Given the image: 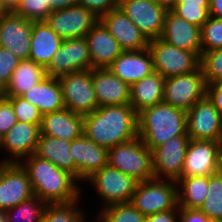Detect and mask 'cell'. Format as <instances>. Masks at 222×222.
<instances>
[{"instance_id": "obj_29", "label": "cell", "mask_w": 222, "mask_h": 222, "mask_svg": "<svg viewBox=\"0 0 222 222\" xmlns=\"http://www.w3.org/2000/svg\"><path fill=\"white\" fill-rule=\"evenodd\" d=\"M47 77L46 68L30 59L20 60L6 88L0 93L4 97L21 96Z\"/></svg>"}, {"instance_id": "obj_31", "label": "cell", "mask_w": 222, "mask_h": 222, "mask_svg": "<svg viewBox=\"0 0 222 222\" xmlns=\"http://www.w3.org/2000/svg\"><path fill=\"white\" fill-rule=\"evenodd\" d=\"M176 183L178 207L200 209L208 193V176L180 177Z\"/></svg>"}, {"instance_id": "obj_20", "label": "cell", "mask_w": 222, "mask_h": 222, "mask_svg": "<svg viewBox=\"0 0 222 222\" xmlns=\"http://www.w3.org/2000/svg\"><path fill=\"white\" fill-rule=\"evenodd\" d=\"M69 152L80 183L108 164V149L97 145L85 134L71 141Z\"/></svg>"}, {"instance_id": "obj_38", "label": "cell", "mask_w": 222, "mask_h": 222, "mask_svg": "<svg viewBox=\"0 0 222 222\" xmlns=\"http://www.w3.org/2000/svg\"><path fill=\"white\" fill-rule=\"evenodd\" d=\"M14 12L32 22H39L45 21L52 10L46 0H22Z\"/></svg>"}, {"instance_id": "obj_22", "label": "cell", "mask_w": 222, "mask_h": 222, "mask_svg": "<svg viewBox=\"0 0 222 222\" xmlns=\"http://www.w3.org/2000/svg\"><path fill=\"white\" fill-rule=\"evenodd\" d=\"M92 83L99 107L130 104V85L108 68H92Z\"/></svg>"}, {"instance_id": "obj_55", "label": "cell", "mask_w": 222, "mask_h": 222, "mask_svg": "<svg viewBox=\"0 0 222 222\" xmlns=\"http://www.w3.org/2000/svg\"><path fill=\"white\" fill-rule=\"evenodd\" d=\"M3 12V2H2V0H0V13H2Z\"/></svg>"}, {"instance_id": "obj_11", "label": "cell", "mask_w": 222, "mask_h": 222, "mask_svg": "<svg viewBox=\"0 0 222 222\" xmlns=\"http://www.w3.org/2000/svg\"><path fill=\"white\" fill-rule=\"evenodd\" d=\"M98 21L99 17L94 12L79 4L54 10L45 19L63 40L85 37Z\"/></svg>"}, {"instance_id": "obj_18", "label": "cell", "mask_w": 222, "mask_h": 222, "mask_svg": "<svg viewBox=\"0 0 222 222\" xmlns=\"http://www.w3.org/2000/svg\"><path fill=\"white\" fill-rule=\"evenodd\" d=\"M41 124H31L17 121L14 126L1 137V150L9 153V157L0 163H20L27 156L35 153L41 134Z\"/></svg>"}, {"instance_id": "obj_50", "label": "cell", "mask_w": 222, "mask_h": 222, "mask_svg": "<svg viewBox=\"0 0 222 222\" xmlns=\"http://www.w3.org/2000/svg\"><path fill=\"white\" fill-rule=\"evenodd\" d=\"M22 0H2L3 2V12L5 11H15L20 5Z\"/></svg>"}, {"instance_id": "obj_5", "label": "cell", "mask_w": 222, "mask_h": 222, "mask_svg": "<svg viewBox=\"0 0 222 222\" xmlns=\"http://www.w3.org/2000/svg\"><path fill=\"white\" fill-rule=\"evenodd\" d=\"M130 203L145 216L175 209L178 206L177 183L158 178L138 182Z\"/></svg>"}, {"instance_id": "obj_27", "label": "cell", "mask_w": 222, "mask_h": 222, "mask_svg": "<svg viewBox=\"0 0 222 222\" xmlns=\"http://www.w3.org/2000/svg\"><path fill=\"white\" fill-rule=\"evenodd\" d=\"M36 106L42 115L65 108L58 78L47 76L40 83L21 95Z\"/></svg>"}, {"instance_id": "obj_39", "label": "cell", "mask_w": 222, "mask_h": 222, "mask_svg": "<svg viewBox=\"0 0 222 222\" xmlns=\"http://www.w3.org/2000/svg\"><path fill=\"white\" fill-rule=\"evenodd\" d=\"M12 104L17 121L41 124L42 114L39 109L21 96L6 97Z\"/></svg>"}, {"instance_id": "obj_37", "label": "cell", "mask_w": 222, "mask_h": 222, "mask_svg": "<svg viewBox=\"0 0 222 222\" xmlns=\"http://www.w3.org/2000/svg\"><path fill=\"white\" fill-rule=\"evenodd\" d=\"M202 52L222 48V19L212 16L200 28Z\"/></svg>"}, {"instance_id": "obj_53", "label": "cell", "mask_w": 222, "mask_h": 222, "mask_svg": "<svg viewBox=\"0 0 222 222\" xmlns=\"http://www.w3.org/2000/svg\"><path fill=\"white\" fill-rule=\"evenodd\" d=\"M94 217H96V219L93 220L92 222H103L97 215L94 216ZM89 220H90V219L86 220L85 222H88ZM89 222H91V221H89Z\"/></svg>"}, {"instance_id": "obj_45", "label": "cell", "mask_w": 222, "mask_h": 222, "mask_svg": "<svg viewBox=\"0 0 222 222\" xmlns=\"http://www.w3.org/2000/svg\"><path fill=\"white\" fill-rule=\"evenodd\" d=\"M145 222H179V207L148 215Z\"/></svg>"}, {"instance_id": "obj_32", "label": "cell", "mask_w": 222, "mask_h": 222, "mask_svg": "<svg viewBox=\"0 0 222 222\" xmlns=\"http://www.w3.org/2000/svg\"><path fill=\"white\" fill-rule=\"evenodd\" d=\"M81 198L70 203L47 204L41 222H85L89 218L79 205Z\"/></svg>"}, {"instance_id": "obj_54", "label": "cell", "mask_w": 222, "mask_h": 222, "mask_svg": "<svg viewBox=\"0 0 222 222\" xmlns=\"http://www.w3.org/2000/svg\"><path fill=\"white\" fill-rule=\"evenodd\" d=\"M215 83L222 89V78Z\"/></svg>"}, {"instance_id": "obj_35", "label": "cell", "mask_w": 222, "mask_h": 222, "mask_svg": "<svg viewBox=\"0 0 222 222\" xmlns=\"http://www.w3.org/2000/svg\"><path fill=\"white\" fill-rule=\"evenodd\" d=\"M99 209L97 216L103 222H145L146 219L130 202L114 203Z\"/></svg>"}, {"instance_id": "obj_28", "label": "cell", "mask_w": 222, "mask_h": 222, "mask_svg": "<svg viewBox=\"0 0 222 222\" xmlns=\"http://www.w3.org/2000/svg\"><path fill=\"white\" fill-rule=\"evenodd\" d=\"M165 79L154 71L130 86V105L137 113L163 102Z\"/></svg>"}, {"instance_id": "obj_23", "label": "cell", "mask_w": 222, "mask_h": 222, "mask_svg": "<svg viewBox=\"0 0 222 222\" xmlns=\"http://www.w3.org/2000/svg\"><path fill=\"white\" fill-rule=\"evenodd\" d=\"M92 68H108L124 50L104 25L97 24L86 34Z\"/></svg>"}, {"instance_id": "obj_40", "label": "cell", "mask_w": 222, "mask_h": 222, "mask_svg": "<svg viewBox=\"0 0 222 222\" xmlns=\"http://www.w3.org/2000/svg\"><path fill=\"white\" fill-rule=\"evenodd\" d=\"M20 60L10 50L0 47V93L8 85L12 73Z\"/></svg>"}, {"instance_id": "obj_26", "label": "cell", "mask_w": 222, "mask_h": 222, "mask_svg": "<svg viewBox=\"0 0 222 222\" xmlns=\"http://www.w3.org/2000/svg\"><path fill=\"white\" fill-rule=\"evenodd\" d=\"M62 41L45 21L32 22L29 59L46 68Z\"/></svg>"}, {"instance_id": "obj_25", "label": "cell", "mask_w": 222, "mask_h": 222, "mask_svg": "<svg viewBox=\"0 0 222 222\" xmlns=\"http://www.w3.org/2000/svg\"><path fill=\"white\" fill-rule=\"evenodd\" d=\"M41 134L68 141L75 140L83 134V115L73 113L66 107L42 115Z\"/></svg>"}, {"instance_id": "obj_8", "label": "cell", "mask_w": 222, "mask_h": 222, "mask_svg": "<svg viewBox=\"0 0 222 222\" xmlns=\"http://www.w3.org/2000/svg\"><path fill=\"white\" fill-rule=\"evenodd\" d=\"M64 105L73 113L86 115L99 106L92 83V69L71 72L58 77Z\"/></svg>"}, {"instance_id": "obj_49", "label": "cell", "mask_w": 222, "mask_h": 222, "mask_svg": "<svg viewBox=\"0 0 222 222\" xmlns=\"http://www.w3.org/2000/svg\"><path fill=\"white\" fill-rule=\"evenodd\" d=\"M175 6L209 7L210 0H178Z\"/></svg>"}, {"instance_id": "obj_48", "label": "cell", "mask_w": 222, "mask_h": 222, "mask_svg": "<svg viewBox=\"0 0 222 222\" xmlns=\"http://www.w3.org/2000/svg\"><path fill=\"white\" fill-rule=\"evenodd\" d=\"M210 16L222 19V0H210Z\"/></svg>"}, {"instance_id": "obj_4", "label": "cell", "mask_w": 222, "mask_h": 222, "mask_svg": "<svg viewBox=\"0 0 222 222\" xmlns=\"http://www.w3.org/2000/svg\"><path fill=\"white\" fill-rule=\"evenodd\" d=\"M108 165L138 182L154 178L152 151L139 136L108 149Z\"/></svg>"}, {"instance_id": "obj_44", "label": "cell", "mask_w": 222, "mask_h": 222, "mask_svg": "<svg viewBox=\"0 0 222 222\" xmlns=\"http://www.w3.org/2000/svg\"><path fill=\"white\" fill-rule=\"evenodd\" d=\"M179 222H211L199 209L179 208Z\"/></svg>"}, {"instance_id": "obj_15", "label": "cell", "mask_w": 222, "mask_h": 222, "mask_svg": "<svg viewBox=\"0 0 222 222\" xmlns=\"http://www.w3.org/2000/svg\"><path fill=\"white\" fill-rule=\"evenodd\" d=\"M33 194L28 173L20 163H0V211L11 209Z\"/></svg>"}, {"instance_id": "obj_17", "label": "cell", "mask_w": 222, "mask_h": 222, "mask_svg": "<svg viewBox=\"0 0 222 222\" xmlns=\"http://www.w3.org/2000/svg\"><path fill=\"white\" fill-rule=\"evenodd\" d=\"M32 21L13 11L0 13V47L21 60L29 59Z\"/></svg>"}, {"instance_id": "obj_1", "label": "cell", "mask_w": 222, "mask_h": 222, "mask_svg": "<svg viewBox=\"0 0 222 222\" xmlns=\"http://www.w3.org/2000/svg\"><path fill=\"white\" fill-rule=\"evenodd\" d=\"M83 134L110 149L138 137V113L130 104L98 107L83 116Z\"/></svg>"}, {"instance_id": "obj_19", "label": "cell", "mask_w": 222, "mask_h": 222, "mask_svg": "<svg viewBox=\"0 0 222 222\" xmlns=\"http://www.w3.org/2000/svg\"><path fill=\"white\" fill-rule=\"evenodd\" d=\"M99 21L118 41L124 51H140L148 48L149 40L121 8L116 7L101 15Z\"/></svg>"}, {"instance_id": "obj_43", "label": "cell", "mask_w": 222, "mask_h": 222, "mask_svg": "<svg viewBox=\"0 0 222 222\" xmlns=\"http://www.w3.org/2000/svg\"><path fill=\"white\" fill-rule=\"evenodd\" d=\"M119 0H78V4L91 10L98 17L118 7Z\"/></svg>"}, {"instance_id": "obj_12", "label": "cell", "mask_w": 222, "mask_h": 222, "mask_svg": "<svg viewBox=\"0 0 222 222\" xmlns=\"http://www.w3.org/2000/svg\"><path fill=\"white\" fill-rule=\"evenodd\" d=\"M186 117L191 140L222 142V116L207 96L186 111Z\"/></svg>"}, {"instance_id": "obj_7", "label": "cell", "mask_w": 222, "mask_h": 222, "mask_svg": "<svg viewBox=\"0 0 222 222\" xmlns=\"http://www.w3.org/2000/svg\"><path fill=\"white\" fill-rule=\"evenodd\" d=\"M85 184L91 185L103 204L128 203L136 190L138 181L108 164L93 173Z\"/></svg>"}, {"instance_id": "obj_10", "label": "cell", "mask_w": 222, "mask_h": 222, "mask_svg": "<svg viewBox=\"0 0 222 222\" xmlns=\"http://www.w3.org/2000/svg\"><path fill=\"white\" fill-rule=\"evenodd\" d=\"M221 167L222 142L190 139L181 177L210 176Z\"/></svg>"}, {"instance_id": "obj_51", "label": "cell", "mask_w": 222, "mask_h": 222, "mask_svg": "<svg viewBox=\"0 0 222 222\" xmlns=\"http://www.w3.org/2000/svg\"><path fill=\"white\" fill-rule=\"evenodd\" d=\"M153 1L165 7L168 10H171L178 2V0H153Z\"/></svg>"}, {"instance_id": "obj_42", "label": "cell", "mask_w": 222, "mask_h": 222, "mask_svg": "<svg viewBox=\"0 0 222 222\" xmlns=\"http://www.w3.org/2000/svg\"><path fill=\"white\" fill-rule=\"evenodd\" d=\"M17 123L11 102L0 94V136L6 134Z\"/></svg>"}, {"instance_id": "obj_34", "label": "cell", "mask_w": 222, "mask_h": 222, "mask_svg": "<svg viewBox=\"0 0 222 222\" xmlns=\"http://www.w3.org/2000/svg\"><path fill=\"white\" fill-rule=\"evenodd\" d=\"M46 206L45 201L34 195L6 210L7 222H41Z\"/></svg>"}, {"instance_id": "obj_13", "label": "cell", "mask_w": 222, "mask_h": 222, "mask_svg": "<svg viewBox=\"0 0 222 222\" xmlns=\"http://www.w3.org/2000/svg\"><path fill=\"white\" fill-rule=\"evenodd\" d=\"M118 7L149 41L161 37L168 9L153 0H119Z\"/></svg>"}, {"instance_id": "obj_52", "label": "cell", "mask_w": 222, "mask_h": 222, "mask_svg": "<svg viewBox=\"0 0 222 222\" xmlns=\"http://www.w3.org/2000/svg\"><path fill=\"white\" fill-rule=\"evenodd\" d=\"M0 222H7L5 211H0Z\"/></svg>"}, {"instance_id": "obj_47", "label": "cell", "mask_w": 222, "mask_h": 222, "mask_svg": "<svg viewBox=\"0 0 222 222\" xmlns=\"http://www.w3.org/2000/svg\"><path fill=\"white\" fill-rule=\"evenodd\" d=\"M49 8L54 10L65 9L78 4V0H46Z\"/></svg>"}, {"instance_id": "obj_6", "label": "cell", "mask_w": 222, "mask_h": 222, "mask_svg": "<svg viewBox=\"0 0 222 222\" xmlns=\"http://www.w3.org/2000/svg\"><path fill=\"white\" fill-rule=\"evenodd\" d=\"M154 71L164 78L187 74L200 68L201 56L196 52L179 49L161 38L149 41Z\"/></svg>"}, {"instance_id": "obj_3", "label": "cell", "mask_w": 222, "mask_h": 222, "mask_svg": "<svg viewBox=\"0 0 222 222\" xmlns=\"http://www.w3.org/2000/svg\"><path fill=\"white\" fill-rule=\"evenodd\" d=\"M138 136L152 151L171 138L188 136L186 111L161 102L138 113Z\"/></svg>"}, {"instance_id": "obj_41", "label": "cell", "mask_w": 222, "mask_h": 222, "mask_svg": "<svg viewBox=\"0 0 222 222\" xmlns=\"http://www.w3.org/2000/svg\"><path fill=\"white\" fill-rule=\"evenodd\" d=\"M171 11L200 28L209 19V7L174 6Z\"/></svg>"}, {"instance_id": "obj_24", "label": "cell", "mask_w": 222, "mask_h": 222, "mask_svg": "<svg viewBox=\"0 0 222 222\" xmlns=\"http://www.w3.org/2000/svg\"><path fill=\"white\" fill-rule=\"evenodd\" d=\"M108 69L130 86L154 72L150 50L124 51Z\"/></svg>"}, {"instance_id": "obj_2", "label": "cell", "mask_w": 222, "mask_h": 222, "mask_svg": "<svg viewBox=\"0 0 222 222\" xmlns=\"http://www.w3.org/2000/svg\"><path fill=\"white\" fill-rule=\"evenodd\" d=\"M20 164L28 173L33 194L47 204L70 203L81 197V183L50 161L33 153Z\"/></svg>"}, {"instance_id": "obj_9", "label": "cell", "mask_w": 222, "mask_h": 222, "mask_svg": "<svg viewBox=\"0 0 222 222\" xmlns=\"http://www.w3.org/2000/svg\"><path fill=\"white\" fill-rule=\"evenodd\" d=\"M206 81L202 68L165 79L163 102L188 111L206 96Z\"/></svg>"}, {"instance_id": "obj_21", "label": "cell", "mask_w": 222, "mask_h": 222, "mask_svg": "<svg viewBox=\"0 0 222 222\" xmlns=\"http://www.w3.org/2000/svg\"><path fill=\"white\" fill-rule=\"evenodd\" d=\"M160 38L179 49L202 55L200 27L179 17L171 10L166 13Z\"/></svg>"}, {"instance_id": "obj_46", "label": "cell", "mask_w": 222, "mask_h": 222, "mask_svg": "<svg viewBox=\"0 0 222 222\" xmlns=\"http://www.w3.org/2000/svg\"><path fill=\"white\" fill-rule=\"evenodd\" d=\"M206 96L222 116V89L216 84H207Z\"/></svg>"}, {"instance_id": "obj_14", "label": "cell", "mask_w": 222, "mask_h": 222, "mask_svg": "<svg viewBox=\"0 0 222 222\" xmlns=\"http://www.w3.org/2000/svg\"><path fill=\"white\" fill-rule=\"evenodd\" d=\"M189 141V136H178L152 150L154 178L177 181L181 177Z\"/></svg>"}, {"instance_id": "obj_33", "label": "cell", "mask_w": 222, "mask_h": 222, "mask_svg": "<svg viewBox=\"0 0 222 222\" xmlns=\"http://www.w3.org/2000/svg\"><path fill=\"white\" fill-rule=\"evenodd\" d=\"M199 210L211 221L222 222V170L208 176V193Z\"/></svg>"}, {"instance_id": "obj_16", "label": "cell", "mask_w": 222, "mask_h": 222, "mask_svg": "<svg viewBox=\"0 0 222 222\" xmlns=\"http://www.w3.org/2000/svg\"><path fill=\"white\" fill-rule=\"evenodd\" d=\"M91 60L85 37L63 40L46 67L47 76L58 78L71 72L90 70Z\"/></svg>"}, {"instance_id": "obj_36", "label": "cell", "mask_w": 222, "mask_h": 222, "mask_svg": "<svg viewBox=\"0 0 222 222\" xmlns=\"http://www.w3.org/2000/svg\"><path fill=\"white\" fill-rule=\"evenodd\" d=\"M200 67L206 84H212L222 78V48L202 52Z\"/></svg>"}, {"instance_id": "obj_30", "label": "cell", "mask_w": 222, "mask_h": 222, "mask_svg": "<svg viewBox=\"0 0 222 222\" xmlns=\"http://www.w3.org/2000/svg\"><path fill=\"white\" fill-rule=\"evenodd\" d=\"M71 141L57 139L48 135H40L35 155L53 163L56 167L66 170L76 178V165L70 156Z\"/></svg>"}]
</instances>
